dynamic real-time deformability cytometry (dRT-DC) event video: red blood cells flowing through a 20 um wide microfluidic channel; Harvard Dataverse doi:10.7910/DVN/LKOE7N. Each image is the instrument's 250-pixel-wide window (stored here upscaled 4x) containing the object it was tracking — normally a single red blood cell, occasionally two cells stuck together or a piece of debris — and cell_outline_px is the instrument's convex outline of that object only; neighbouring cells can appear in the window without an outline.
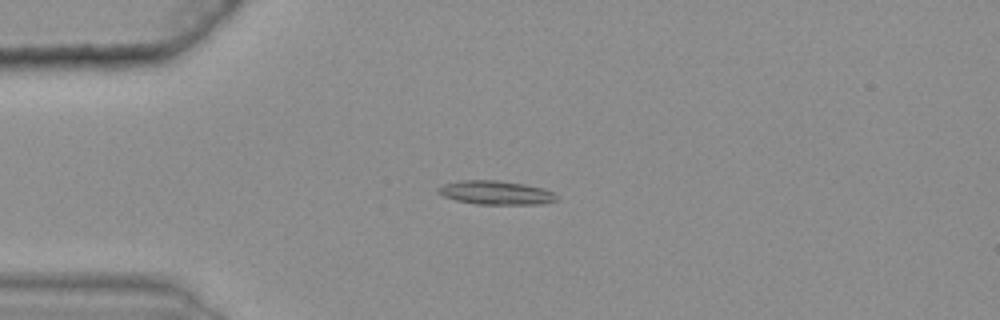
{"species": "common noctule bat (a hibernating species)", "species_latin": "Nyctalus noctula", "temperature_condition": "warm", "stored_images_in_passage": 49, "camera_frame_rate_fps": 3000, "um_per_image_px": 0.085, "animal": {"sex": "female", "body_mass_g": 25.1}, "frame": {"image": 1, "passage_image": 15, "time_ms": 4.667, "image_size_px": [1000, 320], "cell_outline_px": [[560, 200], [544, 204], [476, 204], [456, 200], [444, 196], [436, 192], [436, 188], [444, 184], [460, 180], [496, 180], [524, 184], [544, 188], [552, 192]], "centroid_in_image_um": [42.15, 16.38], "position_along_channel_um": 42.8, "area_um2": 16.53}}
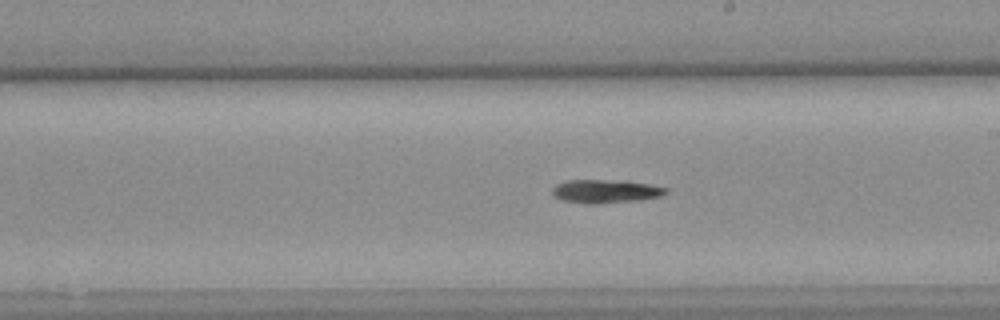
{"frame": {"image": 2, "passage_image": 33, "time_ms": 10.667, "image_size_px": [1000, 320], "cell_outline_px": [[668, 192], [660, 196], [640, 200], [600, 204], [584, 204], [560, 200], [552, 196], [552, 188], [556, 184], [568, 180], [628, 180], [668, 188]], "centroid_in_image_um": [51.44, 16.26], "position_along_channel_um": 237.6, "area_um2": 15.9}}
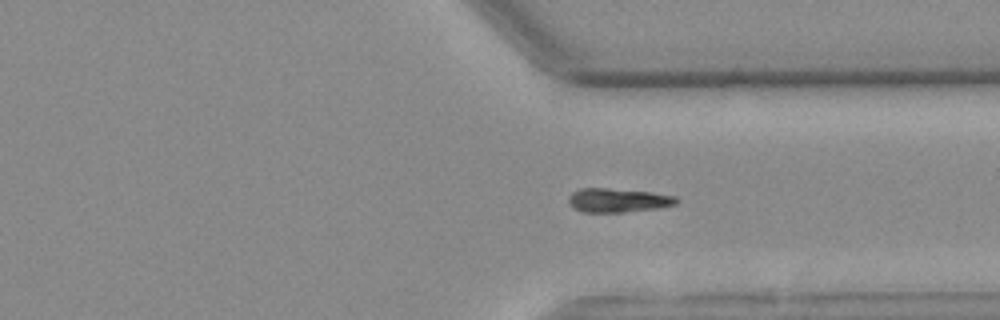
{"frame": {"image": 3, "passage_image": 43, "time_ms": 14.0, "image_size_px": [1000, 320], "cell_outline_px": [[680, 200], [676, 204], [660, 208], [624, 212], [580, 212], [572, 208], [568, 200], [568, 196], [572, 192], [580, 188], [608, 188], [652, 192], [676, 196]], "centroid_in_image_um": [52.52, 17.02], "position_along_channel_um": 358.9, "area_um2": 15.32}}